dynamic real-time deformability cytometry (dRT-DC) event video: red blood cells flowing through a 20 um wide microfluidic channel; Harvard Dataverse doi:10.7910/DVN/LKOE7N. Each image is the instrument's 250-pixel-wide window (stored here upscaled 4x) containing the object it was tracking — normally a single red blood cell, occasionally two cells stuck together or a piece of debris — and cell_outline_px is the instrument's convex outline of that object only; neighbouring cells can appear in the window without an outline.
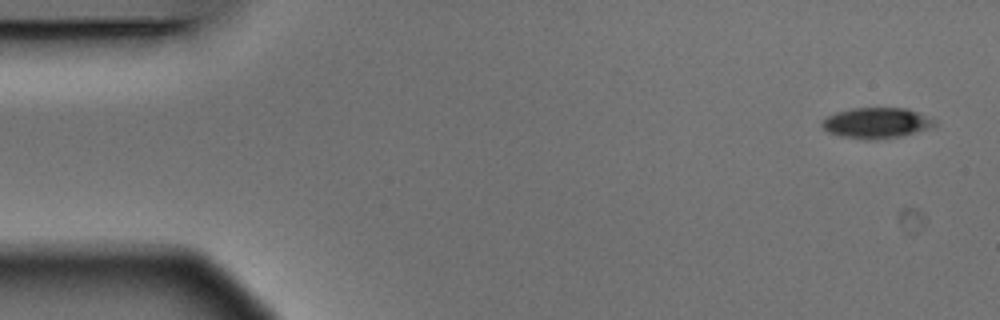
{"species": "Egyptian fruit bat (a non-hibernating species)", "species_latin": "Rousettus aegyptiacus", "temperature_condition": "warm", "stored_images_in_passage": 5, "camera_frame_rate_fps": 3000, "um_per_image_px": 0.085, "animal": {"sex": "male"}, "frame": {"image": 1, "passage_image": 1, "time_ms": 0.0, "image_size_px": [1000, 320], "cell_outline_px": [[936, 124], [928, 128], [900, 136], [840, 136], [828, 132], [820, 124], [828, 116], [836, 112], [852, 108], [908, 108], [936, 120]], "centroid_in_image_um": [74.51, 10.38], "position_along_channel_um": 10.5, "area_um2": 18.96}}